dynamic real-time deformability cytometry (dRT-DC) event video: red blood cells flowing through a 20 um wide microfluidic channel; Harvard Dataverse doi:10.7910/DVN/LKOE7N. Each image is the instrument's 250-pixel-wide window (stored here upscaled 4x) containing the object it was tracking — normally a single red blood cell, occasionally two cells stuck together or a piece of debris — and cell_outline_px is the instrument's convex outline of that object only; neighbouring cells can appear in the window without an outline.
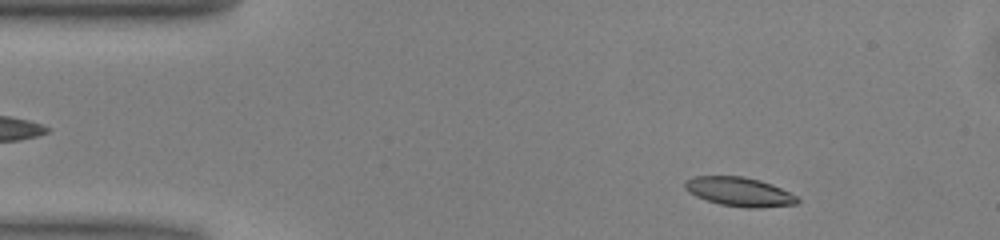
{"species": "common noctule bat (a hibernating species)", "species_latin": "Nyctalus noctula", "temperature_condition": "warm", "stored_images_in_passage": 48, "camera_frame_rate_fps": 3000, "um_per_image_px": 0.085, "animal": {"sex": "male", "body_mass_g": 13.0, "forearm_length_mm": 53.1}, "frame": {"image": 1, "passage_image": 4, "time_ms": 1.0, "image_size_px": [1000, 240], "cell_outline_px": [[800, 200], [796, 204], [756, 208], [744, 208], [720, 204], [696, 196], [688, 192], [684, 188], [684, 180], [696, 176], [744, 176], [760, 180], [772, 184], [796, 196]], "centroid_in_image_um": [62.82, 16.29], "position_along_channel_um": 22.2, "area_um2": 19.02}}
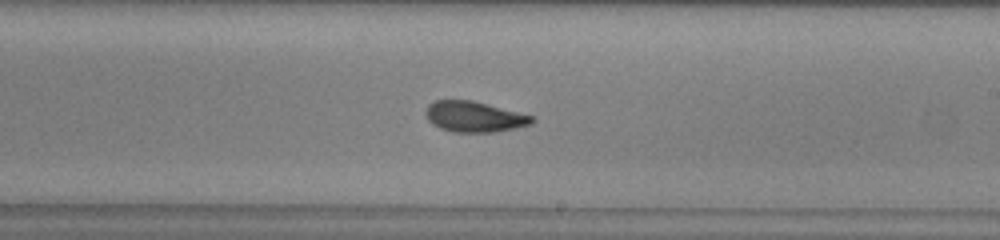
{"frame": {"image": 2, "passage_image": 26, "time_ms": 8.333, "image_size_px": [1000, 240], "cell_outline_px": [[536, 120], [532, 124], [492, 132], [456, 132], [440, 128], [432, 124], [428, 120], [424, 112], [428, 104], [436, 100], [472, 100], [532, 116]], "centroid_in_image_um": [40.27, 9.91], "position_along_channel_um": 248.7, "area_um2": 18.79}}
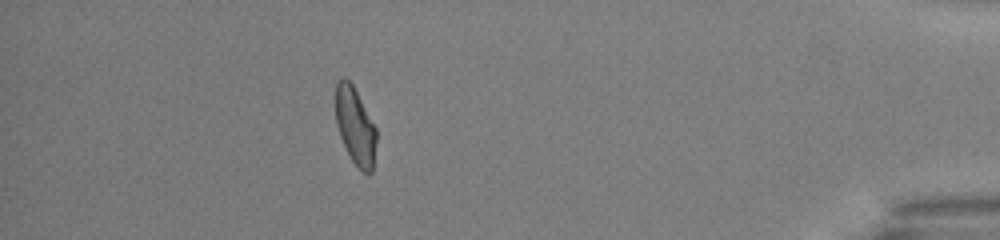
{"frame": {"image": 3, "passage_image": 42, "time_ms": 13.667, "image_size_px": [1000, 240], "cell_outline_px": [[376, 140], [372, 172], [368, 176], [352, 160], [340, 136], [336, 124], [336, 80], [340, 76], [344, 76], [352, 84], [376, 128]], "centroid_in_image_um": [30.18, 10.69], "position_along_channel_um": 405.0, "area_um2": 18.09}, "authors_computed_cell_mechanics": {"area_um2": 19.1318, "velocity_mm_per_s": 4.0241, "shape_relaxation_time_tau1_ms": 5.051, "shape_relaxation_time_tau2_ms": 2.6145, "deformation_change_tau1": 0.1478, "deformation_change_tau2": 0.0955}}